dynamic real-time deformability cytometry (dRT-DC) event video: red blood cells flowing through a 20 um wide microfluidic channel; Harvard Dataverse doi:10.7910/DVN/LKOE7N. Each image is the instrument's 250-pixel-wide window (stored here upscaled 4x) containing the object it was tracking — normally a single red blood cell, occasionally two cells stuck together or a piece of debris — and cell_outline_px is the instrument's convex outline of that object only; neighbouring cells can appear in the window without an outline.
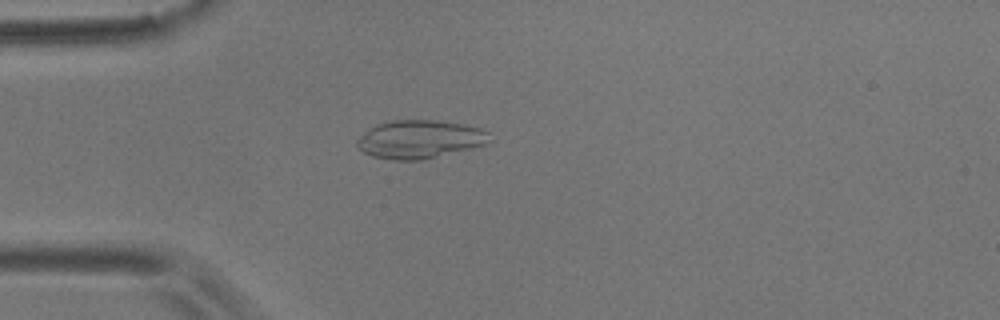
{"species": "common noctule bat (a hibernating species)", "species_latin": "Nyctalus noctula", "temperature_condition": "room temperature", "stored_images_in_passage": 4, "camera_frame_rate_fps": 3000, "um_per_image_px": 0.085, "animal": {"sex": "male", "body_mass_g": 17.9}, "frame": {"image": 1, "passage_image": 4, "time_ms": 1.0, "image_size_px": [1000, 320], "cell_outline_px": [[488, 144], [424, 160], [396, 160], [372, 156], [356, 148], [356, 140], [368, 128], [376, 124], [392, 120], [436, 120], [464, 124], [484, 128], [488, 132]], "centroid_in_image_um": [35.66, 11.83], "position_along_channel_um": 49.3, "area_um2": 29.82}}